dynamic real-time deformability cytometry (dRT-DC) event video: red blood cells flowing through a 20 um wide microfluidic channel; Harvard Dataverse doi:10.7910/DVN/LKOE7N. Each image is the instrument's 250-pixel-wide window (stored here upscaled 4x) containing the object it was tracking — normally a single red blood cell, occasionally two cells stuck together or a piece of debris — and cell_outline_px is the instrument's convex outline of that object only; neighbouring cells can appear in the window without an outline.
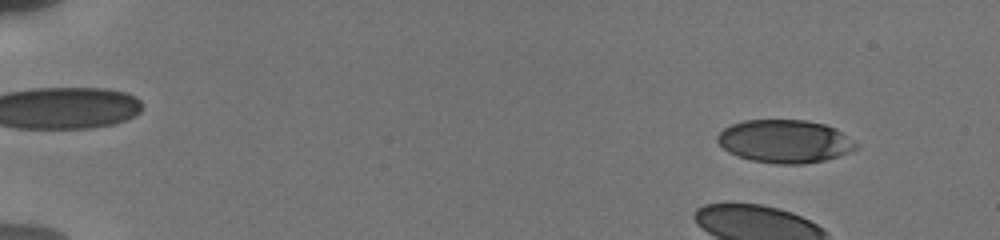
{"species": "human", "species_latin": "Homo sapiens", "temperature_condition": "cold", "stored_images_in_passage": 100, "camera_frame_rate_fps": 3000, "um_per_image_px": 0.085, "donor": {"sex": "male"}, "frame": {"image": 1, "passage_image": 10, "time_ms": 1.667, "image_size_px": [1000, 240], "cell_outline_px": [[860, 148], [824, 160], [804, 164], [776, 164], [752, 160], [736, 156], [728, 152], [716, 140], [716, 136], [724, 128], [732, 124], [744, 120], [804, 120], [824, 124], [836, 128], [860, 144]], "centroid_in_image_um": [66.72, 12.01], "position_along_channel_um": 18.3, "area_um2": 34.91}}